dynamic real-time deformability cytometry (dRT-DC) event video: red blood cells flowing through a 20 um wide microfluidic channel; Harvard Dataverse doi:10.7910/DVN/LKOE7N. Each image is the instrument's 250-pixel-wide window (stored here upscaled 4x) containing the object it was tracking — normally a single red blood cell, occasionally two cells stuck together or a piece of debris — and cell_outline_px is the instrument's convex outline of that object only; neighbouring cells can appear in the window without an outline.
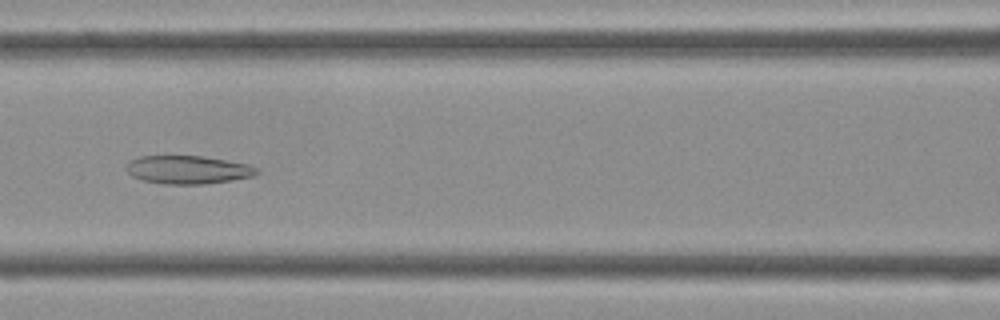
{"species": "Egyptian fruit bat (a non-hibernating species)", "species_latin": "Rousettus aegyptiacus", "temperature_condition": "cold", "stored_images_in_passage": 42, "camera_frame_rate_fps": 3000, "um_per_image_px": 0.085, "frame": {"image": 1, "passage_image": 17, "time_ms": 5.333, "image_size_px": [1000, 320], "cell_outline_px": [[260, 172], [252, 176], [232, 180], [204, 184], [164, 184], [144, 180], [132, 176], [124, 168], [128, 160], [140, 156], [204, 156], [248, 164], [256, 168]], "centroid_in_image_um": [15.94, 14.42], "position_along_channel_um": 150.7, "area_um2": 21.5}}
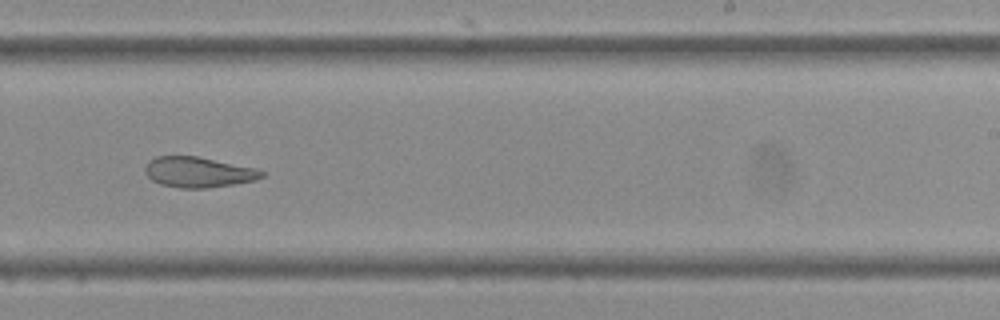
{"frame": {"image": 2, "passage_image": 25, "time_ms": 8.0, "image_size_px": [1000, 320], "cell_outline_px": [[264, 176], [256, 180], [208, 188], [180, 188], [160, 184], [152, 180], [144, 172], [144, 168], [148, 160], [156, 156], [196, 156], [256, 168], [264, 172]], "centroid_in_image_um": [16.83, 14.63], "position_along_channel_um": 272.2, "area_um2": 20.69}}
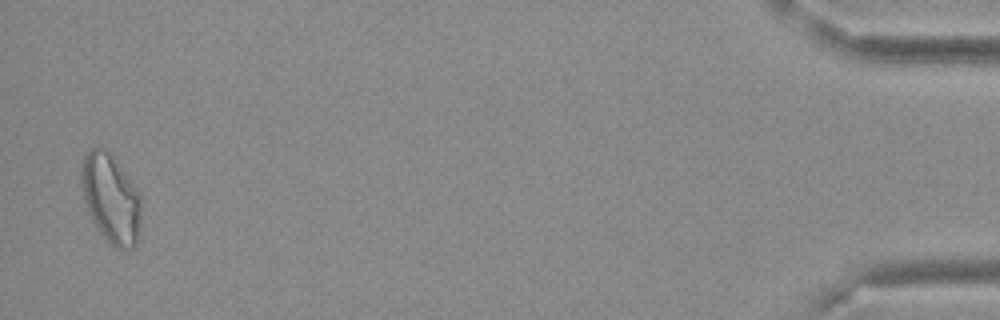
{"frame": {"image": 3, "passage_image": 41, "time_ms": 13.333, "image_size_px": [1000, 320], "cell_outline_px": [[140, 232], [136, 248], [120, 252], [104, 236], [92, 220], [88, 212], [84, 200], [80, 180], [80, 172], [84, 156], [92, 148], [108, 148], [140, 192]], "centroid_in_image_um": [9.45, 16.89], "position_along_channel_um": 425.8, "area_um2": 31.56}}